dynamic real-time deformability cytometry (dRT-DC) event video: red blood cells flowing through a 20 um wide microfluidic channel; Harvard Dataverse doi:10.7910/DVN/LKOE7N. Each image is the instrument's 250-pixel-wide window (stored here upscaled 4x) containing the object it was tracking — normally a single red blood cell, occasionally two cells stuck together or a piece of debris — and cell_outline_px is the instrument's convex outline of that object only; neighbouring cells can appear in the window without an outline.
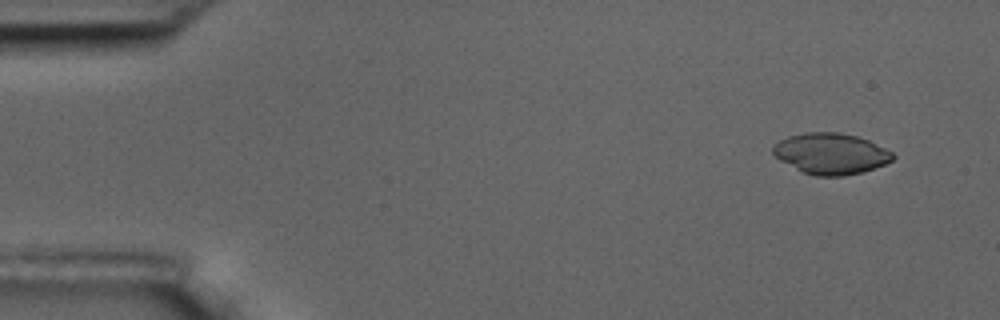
{"species": "common noctule bat (a hibernating species)", "species_latin": "Nyctalus noctula", "temperature_condition": "room temperature", "stored_images_in_passage": 9, "camera_frame_rate_fps": 3000, "um_per_image_px": 0.085, "animal": {"sex": "male", "body_mass_g": 17.5, "forearm_length_mm": 52.3}, "frame": {"image": 1, "passage_image": 1, "time_ms": 0.0, "image_size_px": [1000, 320], "cell_outline_px": [[896, 156], [892, 160], [884, 164], [860, 172], [844, 176], [816, 176], [804, 172], [780, 160], [772, 152], [772, 148], [780, 140], [788, 136], [804, 132], [836, 132], [856, 136], [868, 140], [892, 152]], "centroid_in_image_um": [70.61, 13.05], "position_along_channel_um": 14.4, "area_um2": 28.26}}